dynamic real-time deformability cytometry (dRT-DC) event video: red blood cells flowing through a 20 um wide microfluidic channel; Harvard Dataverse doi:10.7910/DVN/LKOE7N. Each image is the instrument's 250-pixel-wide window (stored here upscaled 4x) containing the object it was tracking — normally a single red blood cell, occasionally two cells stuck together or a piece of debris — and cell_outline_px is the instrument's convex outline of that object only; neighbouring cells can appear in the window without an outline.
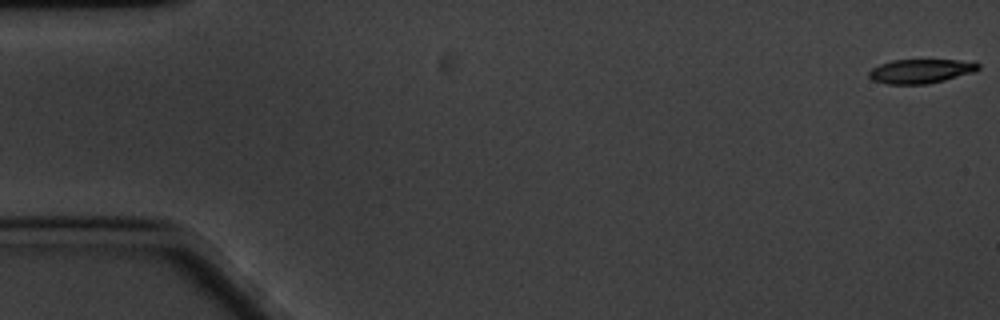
{"species": "common noctule bat (a hibernating species)", "species_latin": "Nyctalus noctula", "temperature_condition": "cold", "stored_images_in_passage": 61, "camera_frame_rate_fps": 3000, "um_per_image_px": 0.085, "animal": {"sex": "male", "body_mass_g": 20.1, "forearm_length_mm": 53.5}, "frame": {"image": 1, "passage_image": 1, "time_ms": 0.0, "image_size_px": [1000, 320], "cell_outline_px": [[980, 68], [976, 72], [928, 84], [888, 84], [872, 80], [868, 76], [868, 72], [872, 68], [880, 64], [892, 60], [956, 60], [980, 64]], "centroid_in_image_um": [78.24, 6.05], "position_along_channel_um": 6.8, "area_um2": 15.37}}
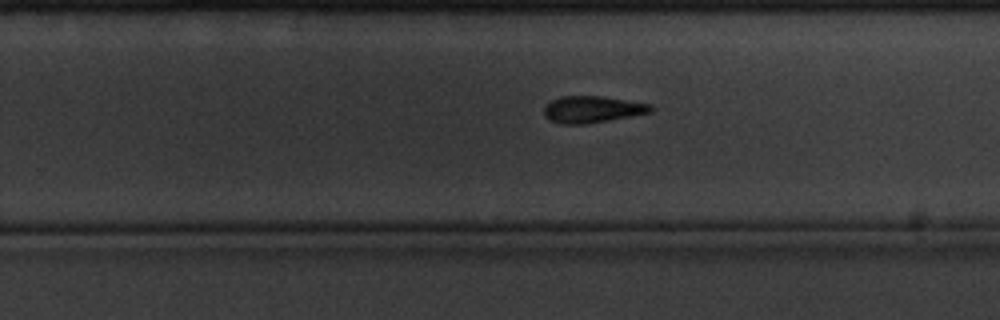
{"frame": {"image": 2, "passage_image": 38, "time_ms": 12.333, "image_size_px": [1000, 320], "cell_outline_px": [[652, 112], [608, 120], [584, 124], [560, 124], [544, 116], [544, 108], [552, 100], [564, 96], [600, 96], [652, 104]], "centroid_in_image_um": [50.35, 9.3], "position_along_channel_um": 279.5, "area_um2": 16.36}}
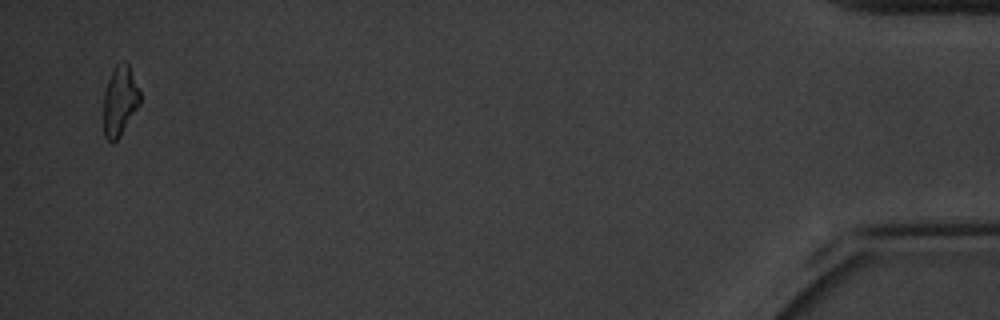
{"frame": {"image": 3, "passage_image": 59, "time_ms": 19.333, "image_size_px": [1000, 320], "cell_outline_px": [[140, 104], [120, 136], [112, 144], [104, 136], [104, 92], [112, 68], [116, 64], [124, 60], [128, 64], [140, 88]], "centroid_in_image_um": [10.2, 8.55], "position_along_channel_um": 425.0, "area_um2": 15.03}, "authors_computed_cell_mechanics": {"area_um2": 16.4152, "velocity_mm_per_s": 3.312, "shape_relaxation_time_tau1_ms": 3.0364, "shape_relaxation_time_tau2_ms": 4.8268, "deformation_change_tau1": 0.1529, "deformation_change_tau2": 0.1464}}